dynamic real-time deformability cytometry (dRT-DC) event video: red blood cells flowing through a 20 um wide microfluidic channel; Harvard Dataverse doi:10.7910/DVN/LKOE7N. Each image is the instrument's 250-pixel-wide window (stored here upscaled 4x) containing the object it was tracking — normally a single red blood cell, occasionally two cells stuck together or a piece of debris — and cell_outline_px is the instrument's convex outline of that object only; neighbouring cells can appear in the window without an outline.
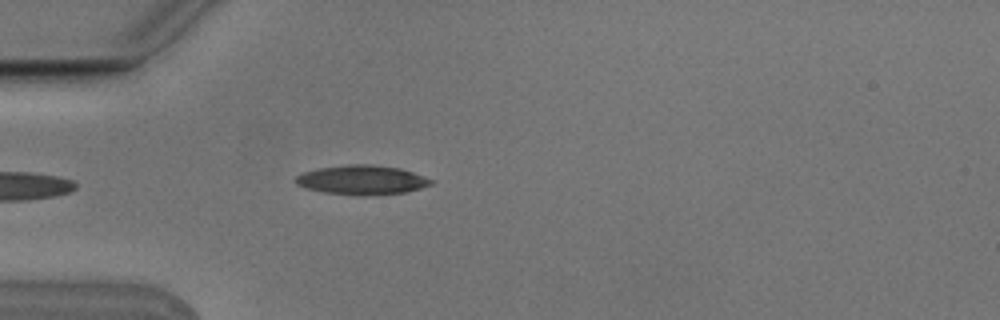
{"species": "Egyptian fruit bat (a non-hibernating species)", "species_latin": "Rousettus aegyptiacus", "temperature_condition": "cold", "stored_images_in_passage": 3, "camera_frame_rate_fps": 3000, "um_per_image_px": 0.085, "animal": {"sex": "male"}, "frame": {"image": 1, "passage_image": 2, "time_ms": 0.333, "image_size_px": [1000, 320], "cell_outline_px": [[436, 180], [432, 184], [420, 188], [404, 192], [364, 196], [356, 196], [324, 192], [308, 188], [296, 184], [292, 180], [296, 176], [304, 172], [320, 168], [348, 164], [372, 164], [400, 168]], "centroid_in_image_um": [30.77, 15.29], "position_along_channel_um": 54.2, "area_um2": 23.24}}